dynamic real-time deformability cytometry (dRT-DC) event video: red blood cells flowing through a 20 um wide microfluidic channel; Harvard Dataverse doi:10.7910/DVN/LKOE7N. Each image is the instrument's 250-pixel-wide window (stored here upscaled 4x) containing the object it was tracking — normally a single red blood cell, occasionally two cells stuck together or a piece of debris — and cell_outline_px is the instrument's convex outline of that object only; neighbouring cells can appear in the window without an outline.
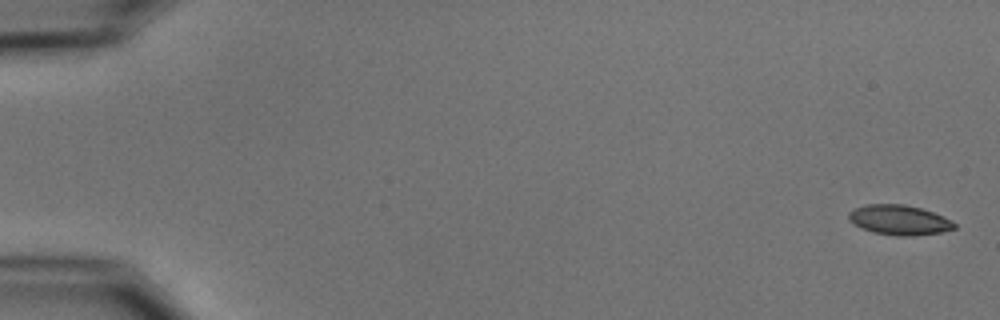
{"species": "common noctule bat (a hibernating species)", "species_latin": "Nyctalus noctula", "temperature_condition": "cold", "stored_images_in_passage": 5, "camera_frame_rate_fps": 3000, "um_per_image_px": 0.085, "animal": {"sex": "male", "body_mass_g": 15.6}, "frame": {"image": 1, "passage_image": 1, "time_ms": 0.0, "image_size_px": [1000, 320], "cell_outline_px": [[956, 228], [940, 232], [912, 236], [896, 236], [872, 232], [852, 224], [848, 220], [848, 212], [856, 208], [868, 204], [904, 204], [920, 208], [944, 216], [956, 224]], "centroid_in_image_um": [76.41, 18.7], "position_along_channel_um": 8.6, "area_um2": 18.44}}
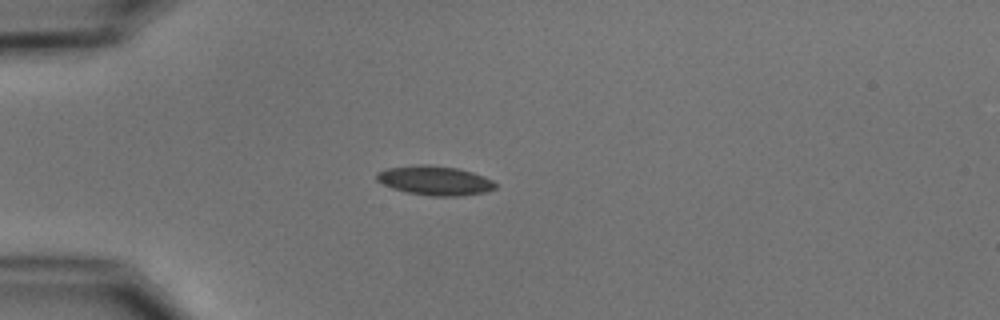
{"frame": {"image": 2, "passage_image": 5, "time_ms": 4.667, "image_size_px": [1000, 320], "cell_outline_px": [[496, 188], [484, 192], [460, 196], [432, 196], [408, 192], [392, 188], [376, 180], [376, 172], [388, 168], [420, 164], [428, 164], [456, 168], [472, 172], [484, 176], [492, 180], [496, 184]], "centroid_in_image_um": [36.96, 15.34], "position_along_channel_um": 48.0, "area_um2": 20.17}}